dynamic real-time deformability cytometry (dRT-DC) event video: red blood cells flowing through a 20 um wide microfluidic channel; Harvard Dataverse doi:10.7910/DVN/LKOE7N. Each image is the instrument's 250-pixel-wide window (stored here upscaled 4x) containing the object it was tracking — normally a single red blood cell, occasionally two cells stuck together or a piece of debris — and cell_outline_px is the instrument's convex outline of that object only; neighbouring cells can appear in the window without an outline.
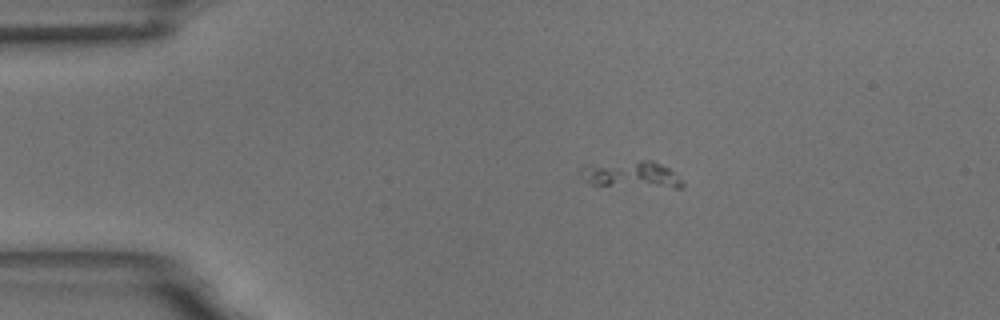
{"species": "common noctule bat (a hibernating species)", "species_latin": "Nyctalus noctula", "temperature_condition": "room temperature", "stored_images_in_passage": 5, "camera_frame_rate_fps": 3000, "um_per_image_px": 0.085, "animal": {"sex": "male", "body_mass_g": 18.8}, "frame": {"image": 1, "passage_image": 5, "time_ms": 1.333, "image_size_px": [1000, 320], "cell_outline_px": [[684, 184], [680, 188], [676, 188], [588, 184], [584, 180], [580, 172], [580, 168], [640, 160], [652, 160], [676, 172], [684, 180]], "centroid_in_image_um": [53.8, 14.87], "position_along_channel_um": 31.2, "area_um2": 15.49}}